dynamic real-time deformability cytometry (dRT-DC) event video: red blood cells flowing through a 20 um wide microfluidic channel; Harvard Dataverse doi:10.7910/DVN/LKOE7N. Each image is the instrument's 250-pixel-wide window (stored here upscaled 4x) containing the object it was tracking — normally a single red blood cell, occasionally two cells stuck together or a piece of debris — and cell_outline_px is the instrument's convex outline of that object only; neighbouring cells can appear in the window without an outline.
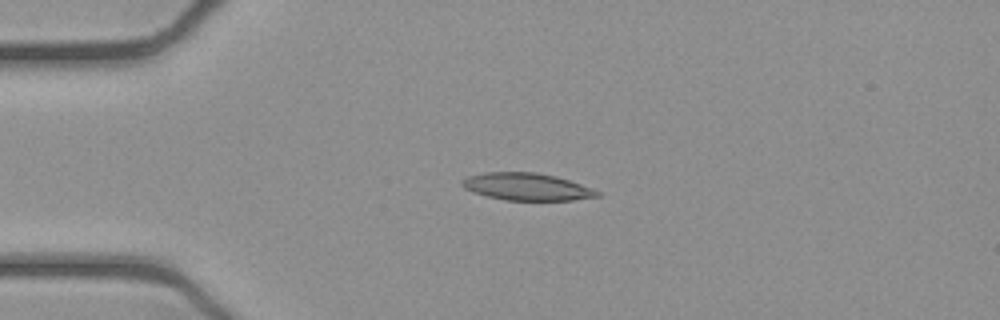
{"species": "common noctule bat (a hibernating species)", "species_latin": "Nyctalus noctula", "temperature_condition": "cold", "stored_images_in_passage": 41, "camera_frame_rate_fps": 3000, "um_per_image_px": 0.085, "animal": {"sex": "female", "body_mass_g": 21.9}, "frame": {"image": 1, "passage_image": 1, "time_ms": 0.0, "image_size_px": [1000, 320], "cell_outline_px": [[600, 196], [572, 200], [504, 200], [472, 192], [464, 188], [460, 184], [460, 180], [468, 176], [484, 172], [536, 172], [556, 176], [592, 188], [600, 192]], "centroid_in_image_um": [44.74, 15.86], "position_along_channel_um": 40.3, "area_um2": 21.5}}
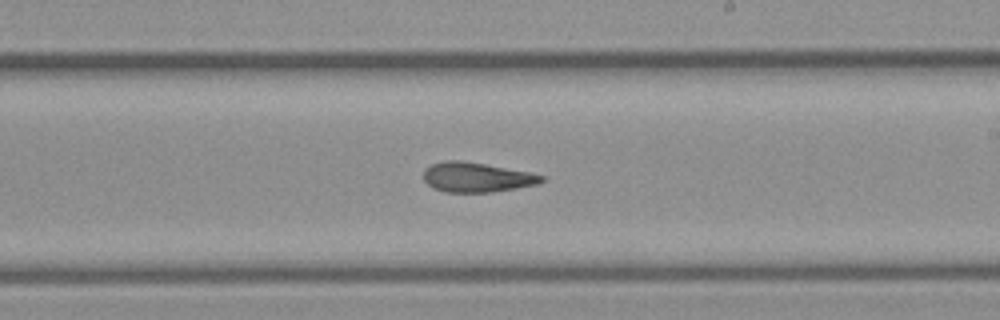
{"frame": {"image": 2, "passage_image": 19, "time_ms": 6.0, "image_size_px": [1000, 320], "cell_outline_px": [[544, 180], [536, 184], [516, 188], [492, 192], [444, 192], [432, 188], [424, 180], [424, 168], [432, 164], [444, 160], [460, 160], [484, 164], [528, 172], [544, 176]], "centroid_in_image_um": [40.46, 15.07], "position_along_channel_um": 248.5, "area_um2": 20.29}}
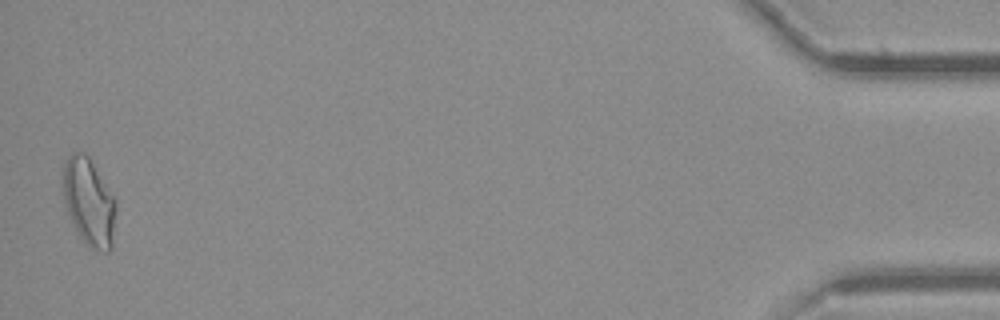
{"frame": {"image": 3, "passage_image": 40, "time_ms": 13.0, "image_size_px": [1000, 320], "cell_outline_px": [[116, 212], [112, 248], [108, 252], [92, 252], [88, 248], [80, 236], [64, 208], [60, 188], [60, 180], [64, 160], [72, 152], [84, 152], [88, 156], [116, 200]], "centroid_in_image_um": [7.51, 17.19], "position_along_channel_um": 427.7, "area_um2": 28.03}, "authors_computed_cell_mechanics": {"area_um2": 21.097, "velocity_mm_per_s": 3.9236, "shape_relaxation_time_tau1_ms": null, "shape_relaxation_time_tau2_ms": 3.8185, "deformation_change_tau1": null, "deformation_change_tau2": 0.1341}}